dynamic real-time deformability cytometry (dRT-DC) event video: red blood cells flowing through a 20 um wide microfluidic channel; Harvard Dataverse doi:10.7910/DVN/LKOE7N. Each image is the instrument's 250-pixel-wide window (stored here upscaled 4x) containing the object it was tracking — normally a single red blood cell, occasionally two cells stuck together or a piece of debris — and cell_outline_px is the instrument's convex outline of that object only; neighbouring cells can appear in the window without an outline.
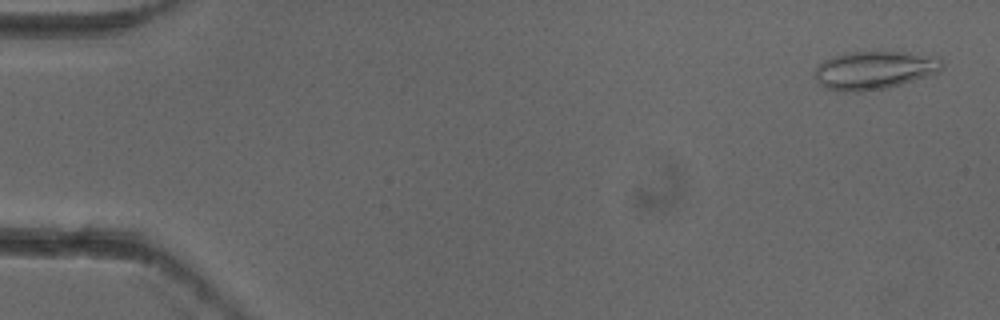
{"species": "common noctule bat (a hibernating species)", "species_latin": "Nyctalus noctula", "temperature_condition": "cold", "stored_images_in_passage": 4, "camera_frame_rate_fps": 3000, "um_per_image_px": 0.085, "animal": {"sex": "female"}, "frame": {"image": 1, "passage_image": 1, "time_ms": 0.0, "image_size_px": [1000, 320], "cell_outline_px": [[944, 64], [940, 72], [928, 76], [888, 88], [864, 92], [840, 92], [828, 88], [820, 84], [812, 76], [816, 64], [832, 56], [848, 52], [908, 52], [940, 56]], "centroid_in_image_um": [74.32, 5.97], "position_along_channel_um": 10.7, "area_um2": 29.07}}